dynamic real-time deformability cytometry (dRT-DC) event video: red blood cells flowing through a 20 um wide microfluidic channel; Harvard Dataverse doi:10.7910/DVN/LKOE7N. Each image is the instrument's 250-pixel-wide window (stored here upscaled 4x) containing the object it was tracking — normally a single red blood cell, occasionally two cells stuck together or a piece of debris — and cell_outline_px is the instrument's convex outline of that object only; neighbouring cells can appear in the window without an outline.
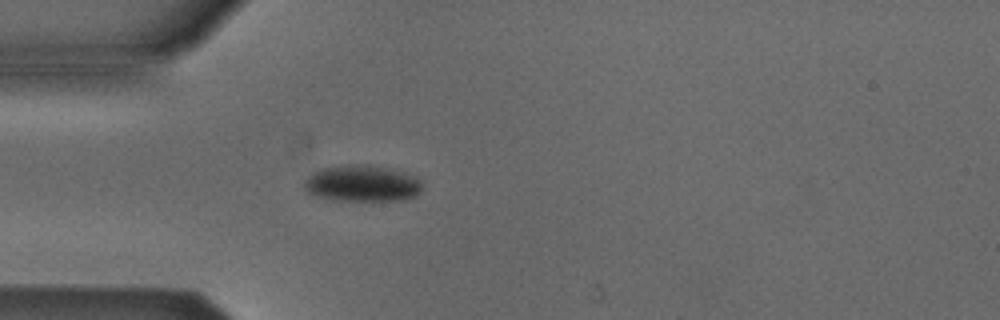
{"species": "Egyptian fruit bat (a non-hibernating species)", "species_latin": "Rousettus aegyptiacus", "temperature_condition": "cold", "stored_images_in_passage": 1, "camera_frame_rate_fps": 3000, "um_per_image_px": 0.085, "animal": {"sex": "male"}, "frame": {"image": 1, "passage_image": 1, "time_ms": 0.0, "image_size_px": [1000, 320], "cell_outline_px": [[420, 192], [416, 196], [404, 200], [332, 200], [308, 192], [304, 188], [304, 180], [312, 172], [320, 168], [348, 164], [368, 164], [404, 172], [420, 180]], "centroid_in_image_um": [30.75, 15.58], "position_along_channel_um": 54.2, "area_um2": 24.97}}